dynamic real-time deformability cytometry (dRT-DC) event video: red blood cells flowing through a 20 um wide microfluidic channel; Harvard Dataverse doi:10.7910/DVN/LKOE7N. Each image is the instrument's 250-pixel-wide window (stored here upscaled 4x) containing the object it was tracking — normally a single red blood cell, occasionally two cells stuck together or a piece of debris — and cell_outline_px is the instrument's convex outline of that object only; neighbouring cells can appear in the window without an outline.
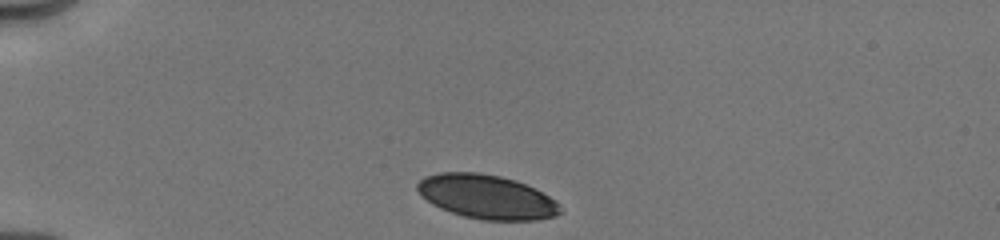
{"species": "human", "species_latin": "Homo sapiens", "temperature_condition": "cold", "stored_images_in_passage": 7, "camera_frame_rate_fps": 3000, "um_per_image_px": 0.085, "donor": {"sex": "male"}, "frame": {"image": 1, "passage_image": 1, "time_ms": 0.0, "image_size_px": [1000, 240], "cell_outline_px": [[564, 212], [556, 216], [536, 220], [484, 220], [464, 216], [440, 208], [432, 204], [420, 196], [416, 188], [416, 184], [424, 176], [440, 172], [476, 172], [500, 176], [516, 180], [556, 200], [560, 204]], "centroid_in_image_um": [41.36, 16.73], "position_along_channel_um": 43.6, "area_um2": 36.82}}
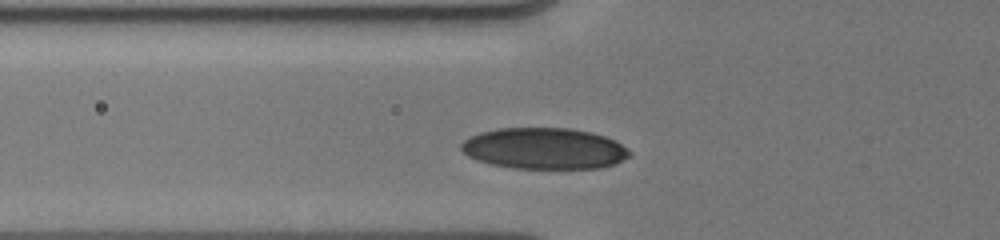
{"frame": {"image": 2, "passage_image": 6, "time_ms": 2.0, "image_size_px": [1000, 240], "cell_outline_px": [[632, 156], [612, 164], [600, 168], [512, 168], [492, 164], [476, 160], [468, 156], [460, 148], [460, 144], [464, 140], [480, 132], [500, 128], [572, 128], [592, 132], [616, 140], [628, 148], [632, 152]], "centroid_in_image_um": [46.29, 12.61], "position_along_channel_um": 79.5, "area_um2": 40.58}}